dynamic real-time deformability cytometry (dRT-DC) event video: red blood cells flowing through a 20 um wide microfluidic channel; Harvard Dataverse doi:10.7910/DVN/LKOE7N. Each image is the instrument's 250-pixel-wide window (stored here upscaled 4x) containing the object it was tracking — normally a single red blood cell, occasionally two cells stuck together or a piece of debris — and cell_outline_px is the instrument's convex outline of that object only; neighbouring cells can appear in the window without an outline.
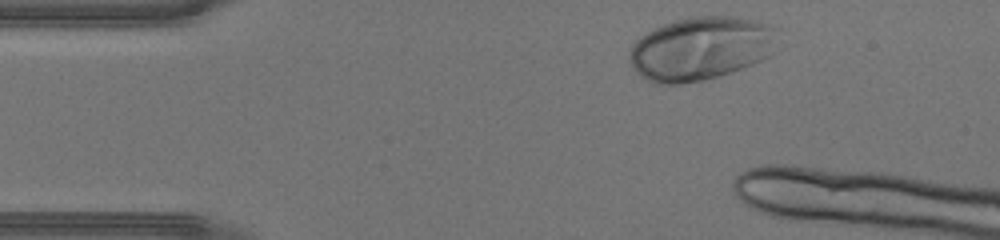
{"species": "human", "species_latin": "Homo sapiens", "temperature_condition": "warm", "stored_images_in_passage": 11, "camera_frame_rate_fps": 3000, "um_per_image_px": 0.085, "donor": {"sex": "male"}, "frame": {"image": 1, "passage_image": 1, "time_ms": 0.0, "image_size_px": [1000, 240], "cell_outline_px": [[776, 28], [772, 52], [768, 56], [752, 64], [704, 80], [680, 84], [656, 84], [640, 76], [632, 68], [628, 60], [628, 56], [632, 44], [640, 36], [664, 24], [676, 20], [692, 16], [732, 16], [752, 20], [768, 24]], "centroid_in_image_um": [59.5, 4.12], "position_along_channel_um": 25.5, "area_um2": 54.45}}